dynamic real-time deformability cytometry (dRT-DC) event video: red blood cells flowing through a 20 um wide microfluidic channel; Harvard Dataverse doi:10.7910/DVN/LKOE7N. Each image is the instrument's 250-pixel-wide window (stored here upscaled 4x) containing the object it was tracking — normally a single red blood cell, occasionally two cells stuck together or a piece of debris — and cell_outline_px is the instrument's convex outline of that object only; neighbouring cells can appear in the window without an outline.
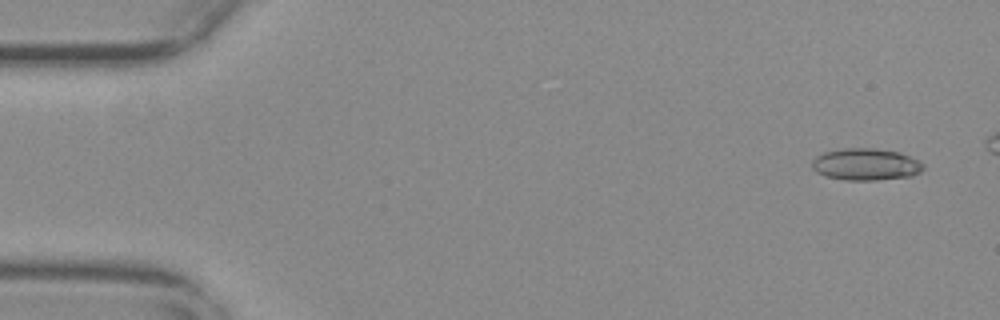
{"species": "common noctule bat (a hibernating species)", "species_latin": "Nyctalus noctula", "temperature_condition": "warm", "stored_images_in_passage": 48, "camera_frame_rate_fps": 3000, "um_per_image_px": 0.085, "animal": {"sex": "female", "body_mass_g": 29.2, "forearm_length_mm": 56.3}, "frame": {"image": 1, "passage_image": 2, "time_ms": 0.333, "image_size_px": [1000, 320], "cell_outline_px": [[924, 168], [920, 172], [912, 176], [876, 180], [844, 180], [824, 176], [816, 172], [812, 168], [812, 160], [816, 156], [824, 152], [844, 148], [876, 148], [900, 152], [924, 164]], "centroid_in_image_um": [73.57, 13.97], "position_along_channel_um": 11.4, "area_um2": 20.81}}
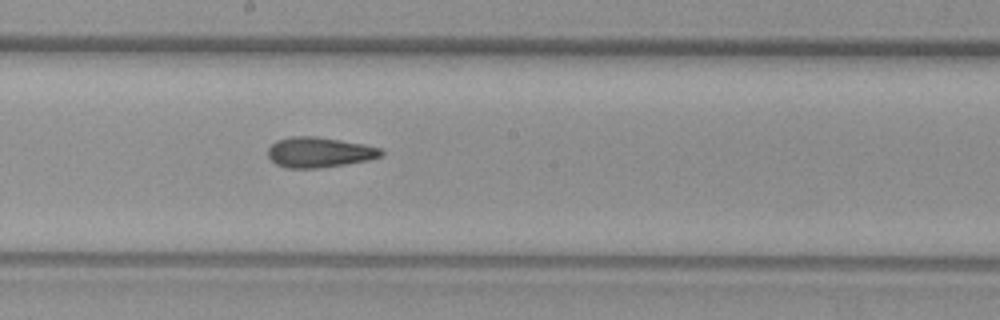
{"frame": {"image": 2, "passage_image": 29, "time_ms": 9.333, "image_size_px": [1000, 320], "cell_outline_px": [[384, 156], [368, 160], [344, 164], [316, 168], [284, 168], [276, 164], [268, 156], [268, 148], [276, 140], [292, 136], [316, 136], [364, 144], [380, 148], [384, 152]], "centroid_in_image_um": [27.14, 12.94], "position_along_channel_um": 221.1, "area_um2": 20.0}}
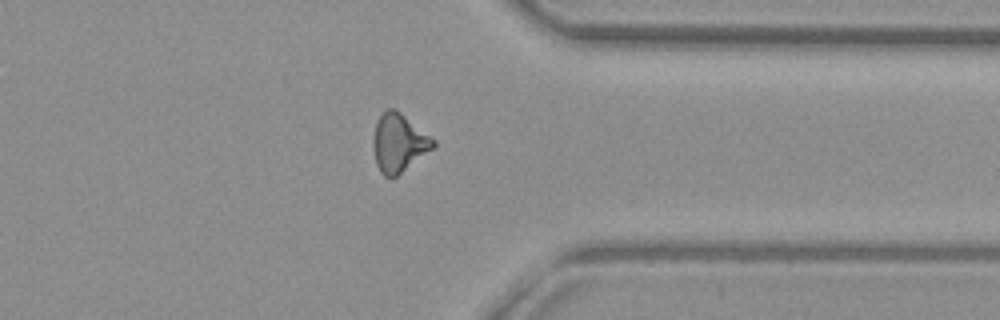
{"frame": {"image": 3, "passage_image": 42, "time_ms": 13.667, "image_size_px": [1000, 320], "cell_outline_px": [[436, 148], [396, 176], [384, 176], [380, 172], [376, 164], [372, 144], [372, 136], [376, 124], [380, 116], [388, 108], [396, 108], [436, 140]], "centroid_in_image_um": [33.92, 12.14], "position_along_channel_um": 377.5, "area_um2": 20.63}}